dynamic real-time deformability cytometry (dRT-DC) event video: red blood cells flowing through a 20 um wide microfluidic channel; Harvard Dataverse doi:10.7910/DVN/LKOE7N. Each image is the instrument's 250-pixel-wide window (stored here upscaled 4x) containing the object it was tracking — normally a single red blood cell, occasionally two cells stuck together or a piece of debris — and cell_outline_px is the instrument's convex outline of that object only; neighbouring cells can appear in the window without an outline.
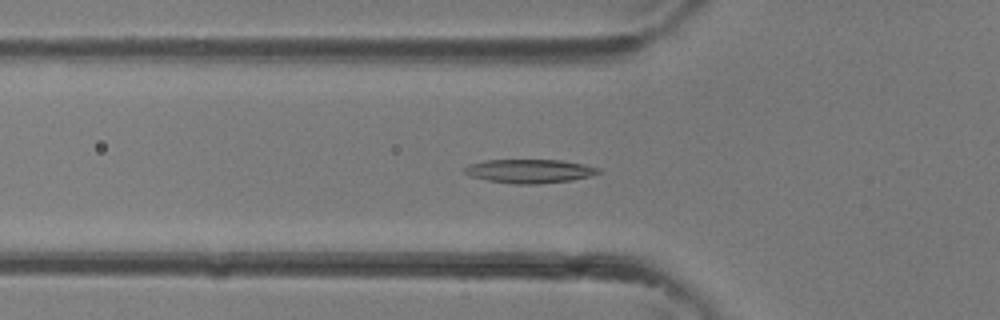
{"species": "common noctule bat (a hibernating species)", "species_latin": "Nyctalus noctula", "temperature_condition": "room temperature", "stored_images_in_passage": 35, "camera_frame_rate_fps": 3000, "um_per_image_px": 0.085, "animal": {"sex": "female"}, "frame": {"image": 1, "passage_image": 11, "time_ms": 3.333, "image_size_px": [1000, 320], "cell_outline_px": [[604, 172], [572, 180], [536, 184], [516, 184], [488, 180], [468, 176], [464, 172], [464, 168], [468, 164], [484, 160], [560, 160], [584, 164], [600, 168]], "centroid_in_image_um": [45.01, 14.54], "position_along_channel_um": 80.8, "area_um2": 18.61}}
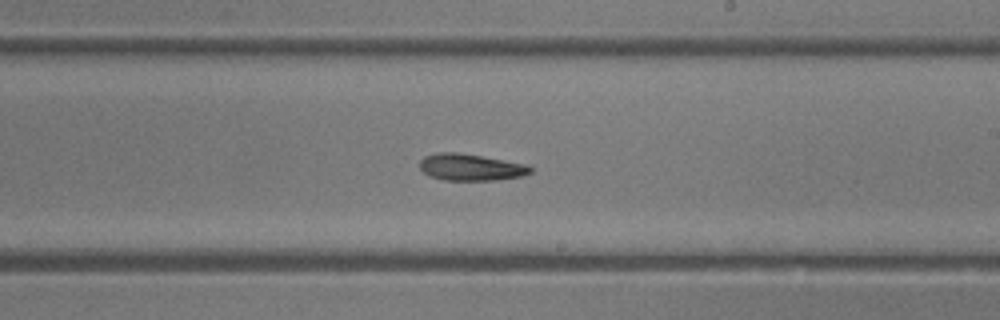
{"frame": {"image": 2, "passage_image": 20, "time_ms": 6.333, "image_size_px": [1000, 320], "cell_outline_px": [[532, 172], [520, 176], [496, 180], [444, 180], [428, 176], [420, 168], [420, 160], [424, 156], [436, 152], [456, 152], [528, 164], [532, 168]], "centroid_in_image_um": [39.99, 14.21], "position_along_channel_um": 249.0, "area_um2": 17.22}}
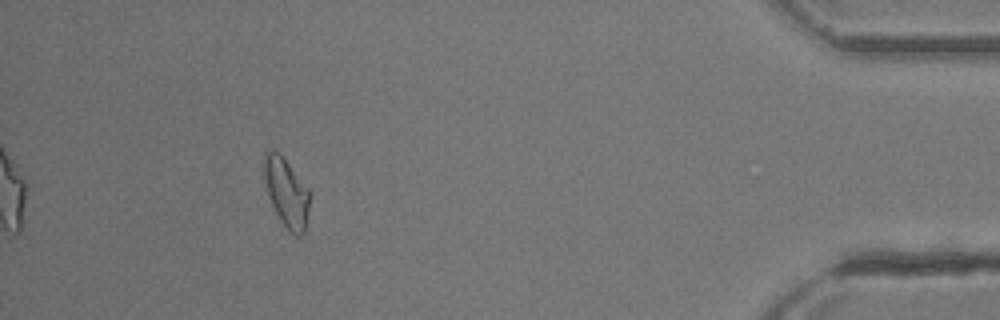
{"frame": {"image": 3, "passage_image": 32, "time_ms": 10.333, "image_size_px": [1000, 320], "cell_outline_px": [[308, 208], [304, 232], [300, 236], [296, 236], [288, 232], [280, 220], [268, 196], [264, 184], [264, 152], [280, 152], [308, 188]], "centroid_in_image_um": [24.32, 16.37], "position_along_channel_um": 410.9, "area_um2": 18.09}}